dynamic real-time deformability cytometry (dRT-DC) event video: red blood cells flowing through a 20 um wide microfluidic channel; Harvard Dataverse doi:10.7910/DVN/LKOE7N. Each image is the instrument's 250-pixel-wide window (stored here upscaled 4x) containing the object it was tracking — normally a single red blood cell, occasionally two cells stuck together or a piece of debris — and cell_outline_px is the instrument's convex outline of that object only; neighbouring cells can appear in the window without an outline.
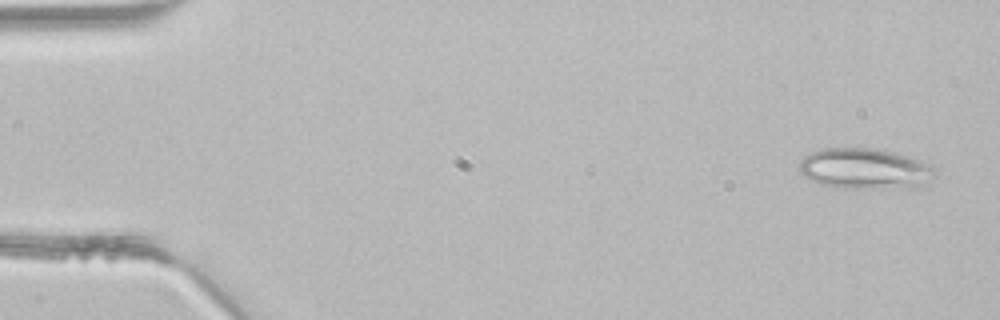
{"species": "common noctule bat (a hibernating species)", "species_latin": "Nyctalus noctula", "temperature_condition": "room temperature", "stored_images_in_passage": 2, "camera_frame_rate_fps": 3000, "um_per_image_px": 0.085, "animal": {"sex": "male", "body_mass_g": 21.5, "forearm_length_mm": 52.0}, "frame": {"image": 1, "passage_image": 1, "time_ms": 0.0, "image_size_px": [1000, 320], "cell_outline_px": [[936, 176], [924, 188], [836, 188], [820, 184], [804, 176], [800, 172], [800, 160], [804, 156], [820, 148], [872, 148], [896, 152], [932, 164], [936, 172]], "centroid_in_image_um": [73.6, 14.36], "position_along_channel_um": 11.4, "area_um2": 32.95}}